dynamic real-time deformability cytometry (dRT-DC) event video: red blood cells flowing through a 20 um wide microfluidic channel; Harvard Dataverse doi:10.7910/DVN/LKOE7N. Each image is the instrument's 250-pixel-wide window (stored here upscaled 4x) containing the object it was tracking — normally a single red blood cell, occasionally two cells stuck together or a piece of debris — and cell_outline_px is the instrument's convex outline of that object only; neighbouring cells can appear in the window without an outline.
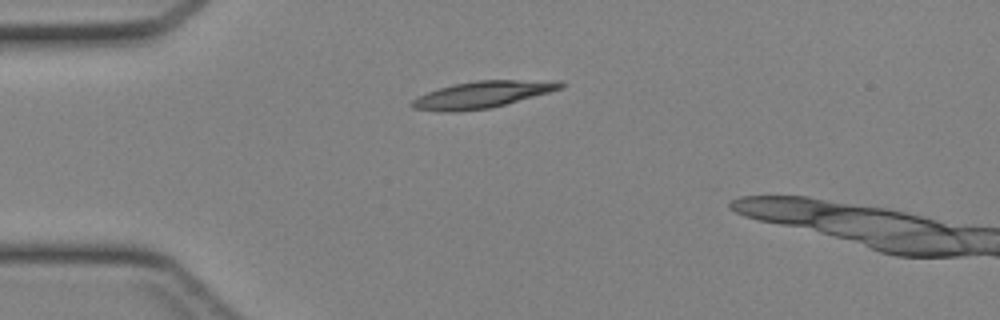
{"species": "Egyptian fruit bat (a non-hibernating species)", "species_latin": "Rousettus aegyptiacus", "temperature_condition": "cold", "stored_images_in_passage": 23, "camera_frame_rate_fps": 3000, "um_per_image_px": 0.085, "animal": {"sex": "female"}, "frame": {"image": 1, "passage_image": 1, "time_ms": 0.0, "image_size_px": [1000, 320], "cell_outline_px": [[568, 84], [564, 88], [504, 104], [488, 108], [456, 112], [444, 112], [412, 108], [408, 104], [416, 96], [440, 88], [456, 84], [476, 80], [564, 80]], "centroid_in_image_um": [41.03, 8.03], "position_along_channel_um": 44.0, "area_um2": 23.24}}
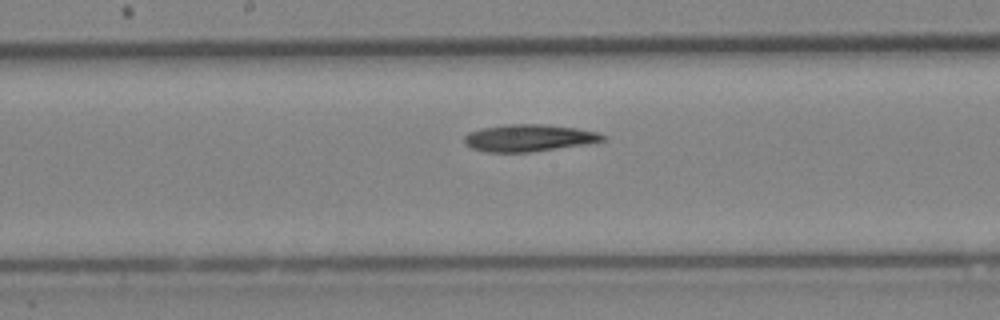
{"frame": {"image": 2, "passage_image": 13, "time_ms": 4.0, "image_size_px": [1000, 320], "cell_outline_px": [[604, 140], [588, 144], [532, 152], [484, 152], [472, 148], [464, 144], [464, 136], [468, 132], [480, 128], [504, 124], [544, 124], [576, 128], [600, 132], [604, 136]], "centroid_in_image_um": [44.92, 11.72], "position_along_channel_um": 203.3, "area_um2": 22.08}}
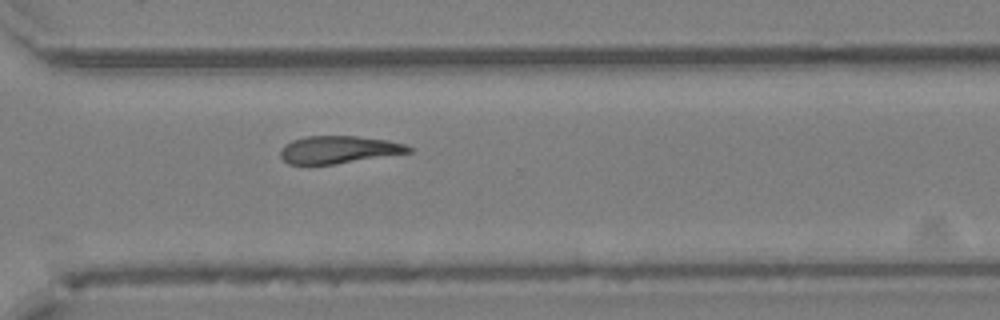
{"frame": {"image": 3, "passage_image": 22, "time_ms": 7.0, "image_size_px": [1000, 320], "cell_outline_px": [[412, 152], [332, 164], [288, 164], [280, 156], [280, 152], [284, 144], [292, 140], [304, 136], [356, 136], [388, 140], [408, 144], [412, 148]], "centroid_in_image_um": [28.79, 12.71], "position_along_channel_um": 341.8, "area_um2": 20.52}}